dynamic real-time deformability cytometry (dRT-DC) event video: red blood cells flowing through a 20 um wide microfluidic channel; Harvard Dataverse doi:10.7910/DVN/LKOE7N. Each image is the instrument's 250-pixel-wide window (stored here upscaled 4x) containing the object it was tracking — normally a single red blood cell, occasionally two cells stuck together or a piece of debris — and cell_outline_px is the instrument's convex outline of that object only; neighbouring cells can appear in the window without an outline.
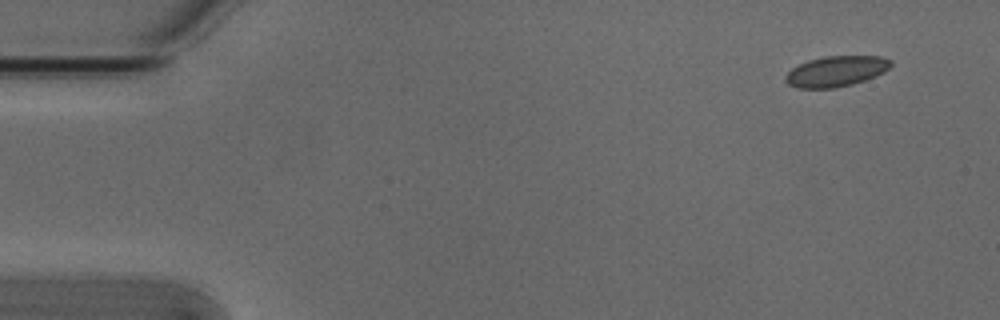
{"species": "Egyptian fruit bat (a non-hibernating species)", "species_latin": "Rousettus aegyptiacus", "temperature_condition": "cold", "stored_images_in_passage": 6, "segment_of_instrument_passage": [2, 2], "camera_frame_rate_fps": 3000, "um_per_image_px": 0.085, "animal": {"sex": "male"}, "frame": {"image": 1, "passage_image": 6, "time_ms": 1.667, "image_size_px": [1000, 320], "cell_outline_px": [[892, 64], [884, 72], [876, 76], [852, 84], [832, 88], [796, 88], [788, 84], [784, 80], [784, 76], [792, 68], [808, 60], [824, 56], [880, 56], [892, 60]], "centroid_in_image_um": [71.05, 6.05], "position_along_channel_um": 13.9, "area_um2": 18.79}}